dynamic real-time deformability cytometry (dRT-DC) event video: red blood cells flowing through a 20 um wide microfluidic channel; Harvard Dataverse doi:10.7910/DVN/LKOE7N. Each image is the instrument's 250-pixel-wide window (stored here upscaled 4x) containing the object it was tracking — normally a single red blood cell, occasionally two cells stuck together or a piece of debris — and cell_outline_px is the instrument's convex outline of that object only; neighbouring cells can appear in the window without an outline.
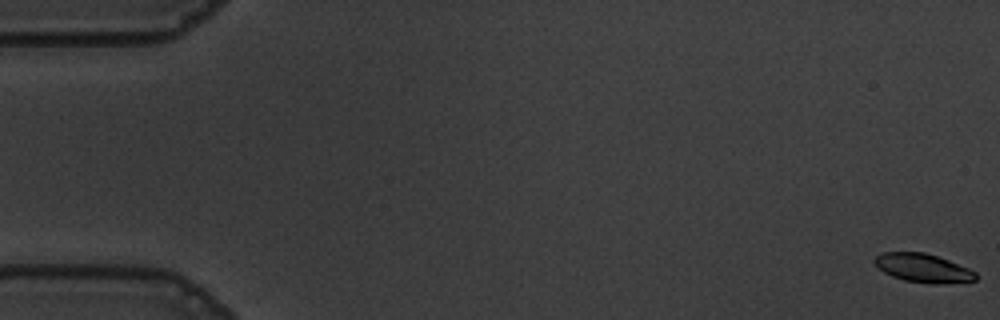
{"species": "common noctule bat (a hibernating species)", "species_latin": "Nyctalus noctula", "temperature_condition": "warm", "stored_images_in_passage": 57, "camera_frame_rate_fps": 3000, "um_per_image_px": 0.085, "animal": {"sex": "male", "body_mass_g": 19.5, "forearm_length_mm": 54.6}, "frame": {"image": 1, "passage_image": 1, "time_ms": 0.0, "image_size_px": [1000, 320], "cell_outline_px": [[976, 280], [940, 284], [932, 284], [904, 280], [892, 276], [884, 272], [872, 260], [876, 256], [884, 252], [924, 252], [948, 260], [968, 268], [976, 272]], "centroid_in_image_um": [78.45, 22.78], "position_along_channel_um": 6.5, "area_um2": 16.7}}
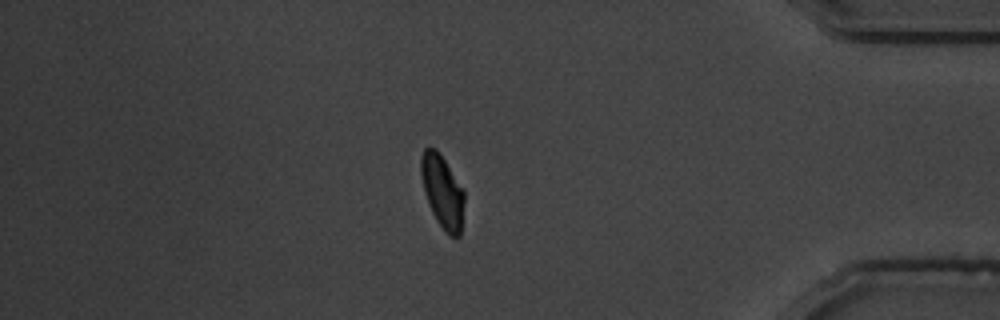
{"frame": {"image": 2, "passage_image": 49, "time_ms": 16.0, "image_size_px": [1000, 320], "cell_outline_px": [[464, 200], [460, 236], [456, 240], [448, 236], [444, 232], [436, 220], [428, 204], [424, 192], [420, 172], [420, 156], [424, 148], [436, 148], [444, 160], [464, 192]], "centroid_in_image_um": [37.58, 16.34], "position_along_channel_um": 397.6, "area_um2": 18.44}}
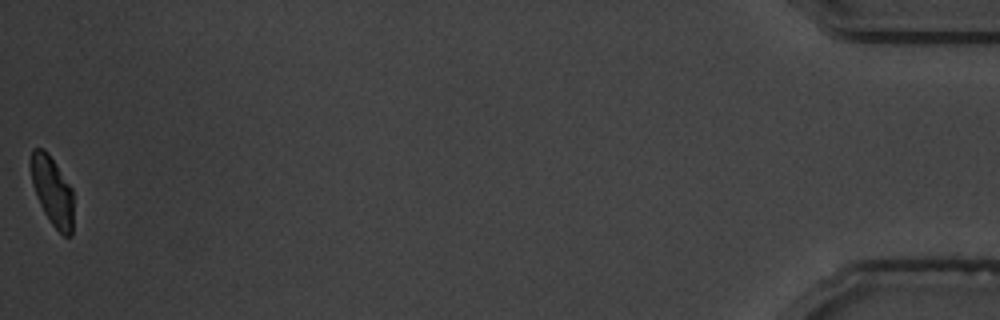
{"frame": {"image": 3, "passage_image": 57, "time_ms": 18.667, "image_size_px": [1000, 320], "cell_outline_px": [[72, 236], [64, 236], [52, 224], [44, 212], [36, 196], [32, 184], [28, 164], [32, 148], [44, 148], [48, 152], [72, 188]], "centroid_in_image_um": [4.4, 16.17], "position_along_channel_um": 430.8, "area_um2": 17.34}, "authors_computed_cell_mechanics": {"area_um2": 18.785, "velocity_mm_per_s": 3.6095, "shape_relaxation_time_tau1_ms": 3.823, "shape_relaxation_time_tau2_ms": 2.7906, "deformation_change_tau1": 0.161, "deformation_change_tau2": 0.0614}}